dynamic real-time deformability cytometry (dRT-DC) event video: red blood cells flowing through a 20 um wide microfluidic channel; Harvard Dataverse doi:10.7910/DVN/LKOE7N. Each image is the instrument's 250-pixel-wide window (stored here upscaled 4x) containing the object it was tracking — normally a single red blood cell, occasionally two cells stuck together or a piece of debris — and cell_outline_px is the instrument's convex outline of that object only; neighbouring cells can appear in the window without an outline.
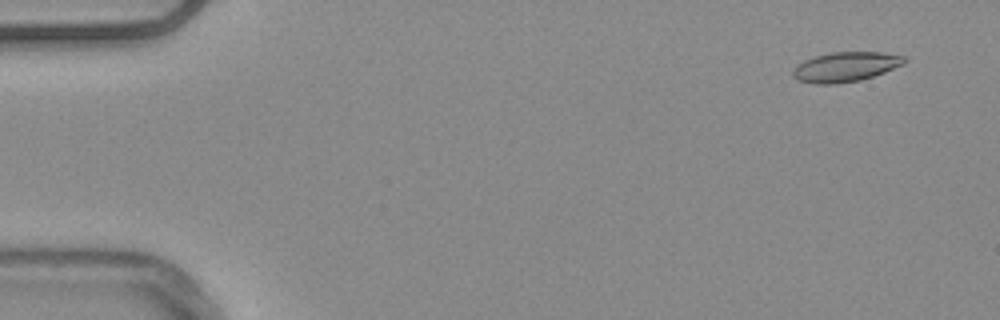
{"species": "common noctule bat (a hibernating species)", "species_latin": "Nyctalus noctula", "temperature_condition": "warm", "stored_images_in_passage": 55, "camera_frame_rate_fps": 3000, "um_per_image_px": 0.085, "animal": {"sex": "male", "body_mass_g": 20.4}, "frame": {"image": 1, "passage_image": 4, "time_ms": 1.0, "image_size_px": [1000, 320], "cell_outline_px": [[908, 60], [904, 64], [884, 72], [860, 80], [836, 84], [816, 84], [796, 80], [792, 76], [792, 68], [796, 64], [804, 60], [816, 56], [832, 52], [880, 52], [908, 56]], "centroid_in_image_um": [71.86, 5.68], "position_along_channel_um": 13.1, "area_um2": 19.54}}
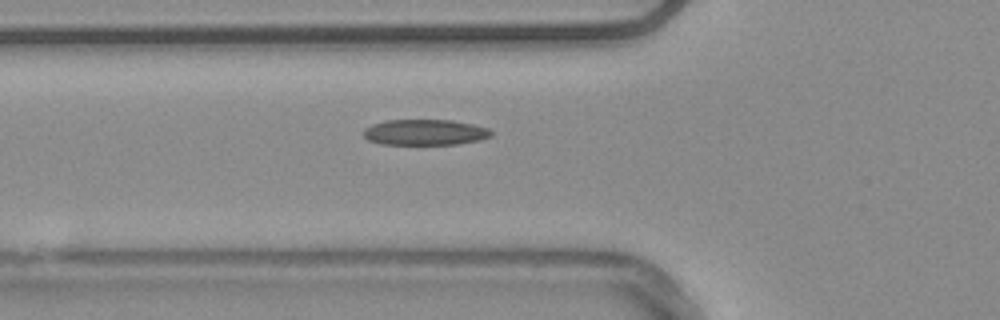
{"frame": {"image": 2, "passage_image": 20, "time_ms": 6.333, "image_size_px": [1000, 320], "cell_outline_px": [[492, 136], [480, 140], [456, 144], [380, 144], [368, 140], [360, 132], [364, 128], [372, 124], [384, 120], [452, 120], [472, 124], [488, 128], [492, 132]], "centroid_in_image_um": [36.08, 11.24], "position_along_channel_um": 89.7, "area_um2": 19.31}}
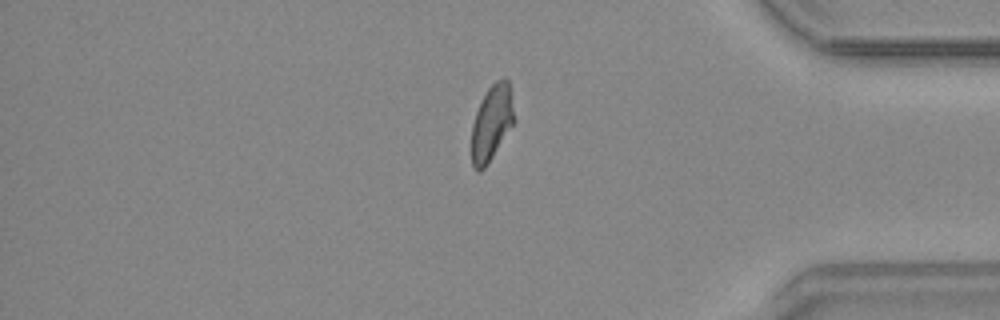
{"frame": {"image": 3, "passage_image": 46, "time_ms": 15.0, "image_size_px": [1000, 320], "cell_outline_px": [[516, 120], [488, 164], [480, 172], [476, 172], [472, 164], [472, 124], [476, 112], [488, 88], [496, 80], [508, 80]], "centroid_in_image_um": [41.8, 10.49], "position_along_channel_um": 393.4, "area_um2": 18.61}, "authors_computed_cell_mechanics": {"area_um2": 19.1318, "velocity_mm_per_s": 3.7732, "shape_relaxation_time_tau1_ms": 4.9068, "shape_relaxation_time_tau2_ms": 1.8284, "deformation_change_tau1": 0.1472, "deformation_change_tau2": 0.0856}}